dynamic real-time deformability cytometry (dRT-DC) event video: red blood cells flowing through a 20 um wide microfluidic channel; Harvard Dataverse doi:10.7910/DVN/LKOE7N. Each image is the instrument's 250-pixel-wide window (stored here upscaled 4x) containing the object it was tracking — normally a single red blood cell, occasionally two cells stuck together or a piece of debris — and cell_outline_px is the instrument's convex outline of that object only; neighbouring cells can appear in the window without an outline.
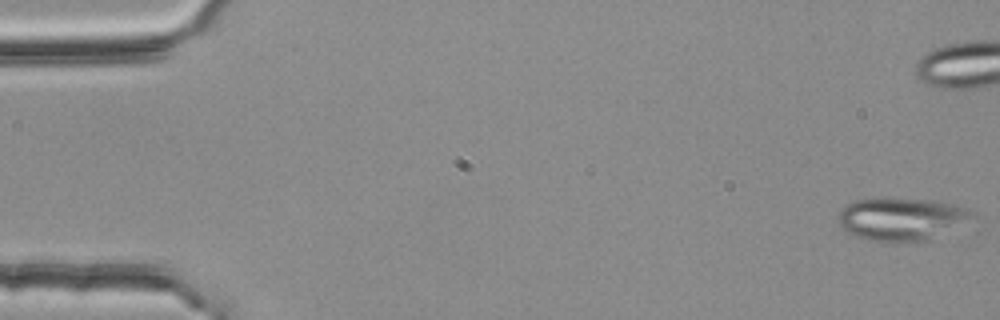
{"species": "common noctule bat (a hibernating species)", "species_latin": "Nyctalus noctula", "temperature_condition": "room temperature", "stored_images_in_passage": 4, "camera_frame_rate_fps": 3000, "um_per_image_px": 0.085, "animal": {"sex": "female", "body_mass_g": 25.1}, "frame": {"image": 1, "passage_image": 1, "time_ms": 0.0, "image_size_px": [1000, 320], "cell_outline_px": [[976, 212], [928, 240], [868, 240], [848, 232], [836, 220], [836, 216], [840, 208], [856, 200], [936, 200], [956, 204], [968, 208]], "centroid_in_image_um": [76.52, 18.59], "position_along_channel_um": 8.5, "area_um2": 31.62}}